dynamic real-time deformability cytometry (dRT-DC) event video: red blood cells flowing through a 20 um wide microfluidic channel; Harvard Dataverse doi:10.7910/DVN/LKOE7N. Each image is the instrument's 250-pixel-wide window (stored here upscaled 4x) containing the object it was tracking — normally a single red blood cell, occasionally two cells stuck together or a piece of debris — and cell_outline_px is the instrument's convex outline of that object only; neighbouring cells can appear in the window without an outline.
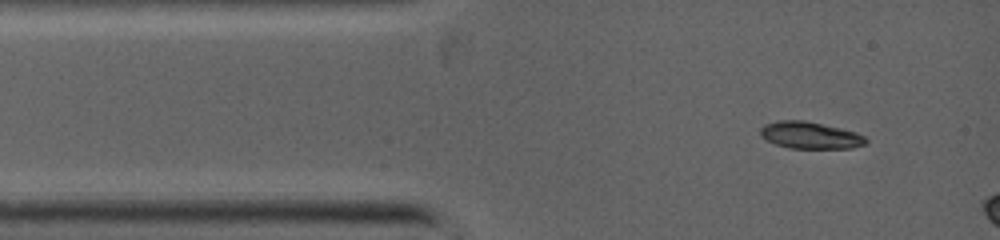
{"species": "common noctule bat (a hibernating species)", "species_latin": "Nyctalus noctula", "temperature_condition": "warm", "stored_images_in_passage": 3, "camera_frame_rate_fps": 5000, "um_per_image_px": 0.085, "animal": {"sex": "female", "body_mass_g": 19.0, "forearm_length_mm": 53.3}, "frame": {"image": 1, "passage_image": 1, "time_ms": 0.0, "image_size_px": [1000, 240], "cell_outline_px": [[868, 140], [864, 144], [852, 148], [788, 148], [776, 144], [760, 136], [760, 128], [764, 124], [780, 120], [804, 120], [840, 128], [856, 132], [864, 136]], "centroid_in_image_um": [68.84, 11.49], "position_along_channel_um": 16.2, "area_um2": 16.47}}